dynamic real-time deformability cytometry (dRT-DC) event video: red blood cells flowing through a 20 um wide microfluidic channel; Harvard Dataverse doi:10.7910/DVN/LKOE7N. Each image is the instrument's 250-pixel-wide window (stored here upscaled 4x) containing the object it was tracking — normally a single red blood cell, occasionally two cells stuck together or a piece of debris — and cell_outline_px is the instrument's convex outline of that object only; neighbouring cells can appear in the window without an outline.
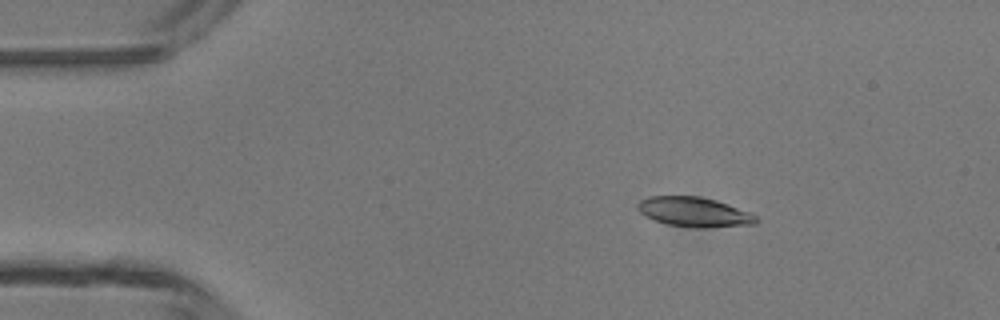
{"species": "common noctule bat (a hibernating species)", "species_latin": "Nyctalus noctula", "temperature_condition": "room temperature", "stored_images_in_passage": 5, "camera_frame_rate_fps": 3000, "um_per_image_px": 0.085, "animal": {"sex": "male", "body_mass_g": 13.3}, "frame": {"image": 1, "passage_image": 3, "time_ms": 2.333, "image_size_px": [1000, 320], "cell_outline_px": [[760, 220], [756, 224], [704, 228], [696, 228], [668, 224], [644, 216], [636, 208], [636, 204], [640, 200], [648, 196], [696, 196], [716, 200], [728, 204], [748, 212], [756, 216]], "centroid_in_image_um": [58.99, 18.02], "position_along_channel_um": 26.0, "area_um2": 20.52}}
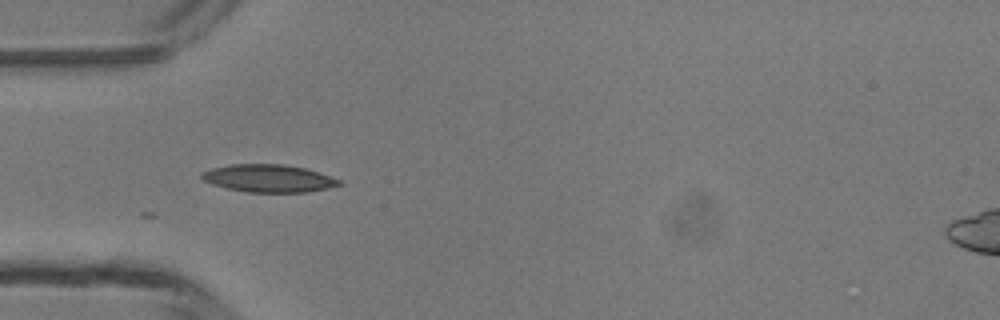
{"frame": {"image": 2, "passage_image": 5, "time_ms": 4.667, "image_size_px": [1000, 320], "cell_outline_px": [[344, 184], [328, 188], [308, 192], [248, 192], [228, 188], [212, 184], [204, 180], [200, 176], [200, 172], [212, 168], [232, 164], [284, 164], [304, 168], [340, 180]], "centroid_in_image_um": [22.81, 15.16], "position_along_channel_um": 62.2, "area_um2": 21.96}}